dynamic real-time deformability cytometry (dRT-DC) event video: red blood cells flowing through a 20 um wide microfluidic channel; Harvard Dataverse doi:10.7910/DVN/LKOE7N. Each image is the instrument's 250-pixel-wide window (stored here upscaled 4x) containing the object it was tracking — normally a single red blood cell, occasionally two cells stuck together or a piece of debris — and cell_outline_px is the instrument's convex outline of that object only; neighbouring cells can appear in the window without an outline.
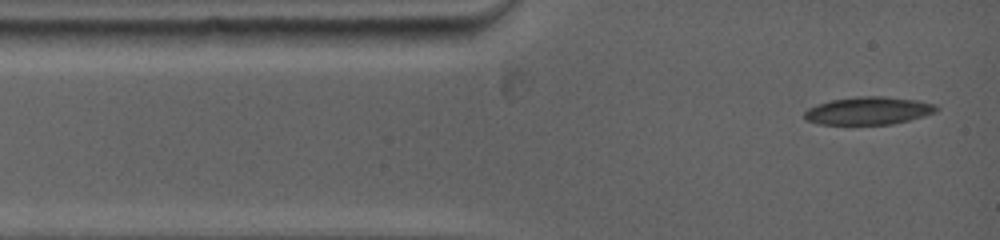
{"species": "common noctule bat (a hibernating species)", "species_latin": "Nyctalus noctula", "temperature_condition": "warm", "stored_images_in_passage": 33, "camera_frame_rate_fps": 5000, "um_per_image_px": 0.085, "animal": {"sex": "female", "body_mass_g": 19.0, "forearm_length_mm": 53.3}, "frame": {"image": 1, "passage_image": 1, "time_ms": 0.0, "image_size_px": [1000, 240], "cell_outline_px": [[940, 108], [936, 112], [924, 116], [892, 124], [820, 124], [804, 120], [804, 112], [808, 108], [816, 104], [832, 100], [856, 96], [880, 96], [916, 100], [936, 104]], "centroid_in_image_um": [73.81, 9.41], "position_along_channel_um": 11.2, "area_um2": 21.39}}
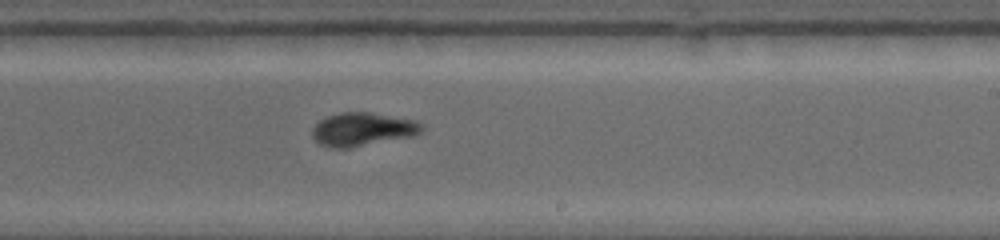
{"frame": {"image": 2, "passage_image": 19, "time_ms": 7.2, "image_size_px": [1000, 240], "cell_outline_px": [[424, 128], [416, 136], [348, 148], [332, 148], [320, 144], [312, 136], [312, 128], [320, 120], [328, 116], [340, 112], [368, 112], [416, 120], [424, 124]], "centroid_in_image_um": [30.85, 10.99], "position_along_channel_um": 258.1, "area_um2": 21.44}}
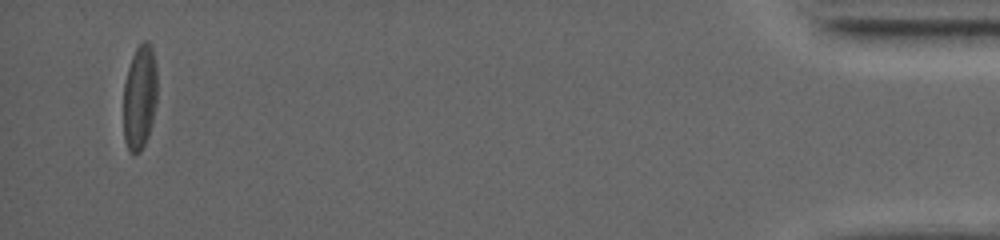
{"frame": {"image": 3, "passage_image": 33, "time_ms": 14.6, "image_size_px": [1000, 240], "cell_outline_px": [[156, 104], [152, 124], [148, 136], [140, 152], [128, 152], [124, 140], [124, 84], [128, 68], [132, 56], [136, 48], [144, 40], [148, 40], [152, 48], [156, 68]], "centroid_in_image_um": [11.87, 8.27], "position_along_channel_um": 423.3, "area_um2": 20.63}, "authors_computed_cell_mechanics": {"area_um2": 21.2126, "velocity_mm_per_s": 3.9087, "shape_relaxation_time_tau1_ms": 9.0268, "shape_relaxation_time_tau2_ms": 3.1823, "deformation_change_tau1": 0.2188, "deformation_change_tau2": 0.0856}}